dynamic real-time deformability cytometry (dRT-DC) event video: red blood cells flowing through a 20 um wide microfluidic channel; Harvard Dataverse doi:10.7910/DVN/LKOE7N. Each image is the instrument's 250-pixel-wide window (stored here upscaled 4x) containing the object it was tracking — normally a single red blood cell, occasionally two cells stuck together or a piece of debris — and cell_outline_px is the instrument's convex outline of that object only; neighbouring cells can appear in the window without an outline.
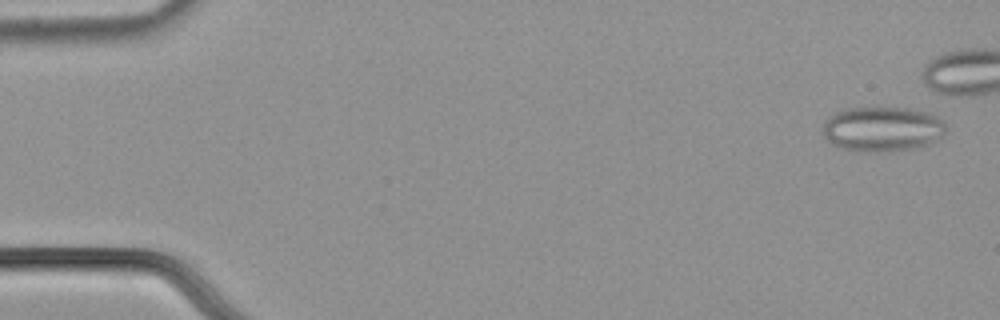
{"species": "common noctule bat (a hibernating species)", "species_latin": "Nyctalus noctula", "temperature_condition": "cold", "stored_images_in_passage": 43, "camera_frame_rate_fps": 3000, "um_per_image_px": 0.085, "animal": {"sex": "male", "body_mass_g": 21.5, "forearm_length_mm": 52.0}, "frame": {"image": 1, "passage_image": 1, "time_ms": 0.0, "image_size_px": [1000, 320], "cell_outline_px": [[948, 132], [936, 140], [928, 144], [916, 148], [888, 152], [872, 152], [844, 148], [832, 144], [824, 136], [824, 120], [828, 116], [844, 108], [872, 104], [912, 108], [928, 112], [944, 120]], "centroid_in_image_um": [75.03, 10.9], "position_along_channel_um": 10.0, "area_um2": 33.47}}
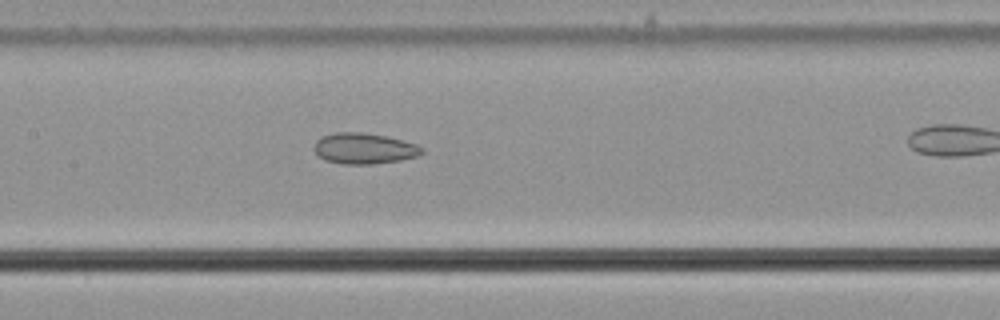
{"frame": {"image": 2, "passage_image": 26, "time_ms": 8.333, "image_size_px": [1000, 320], "cell_outline_px": [[424, 152], [416, 156], [400, 160], [372, 164], [340, 164], [324, 160], [312, 148], [316, 140], [320, 136], [336, 132], [360, 132], [384, 136], [416, 144], [424, 148]], "centroid_in_image_um": [30.9, 12.62], "position_along_channel_um": 176.5, "area_um2": 19.36}}
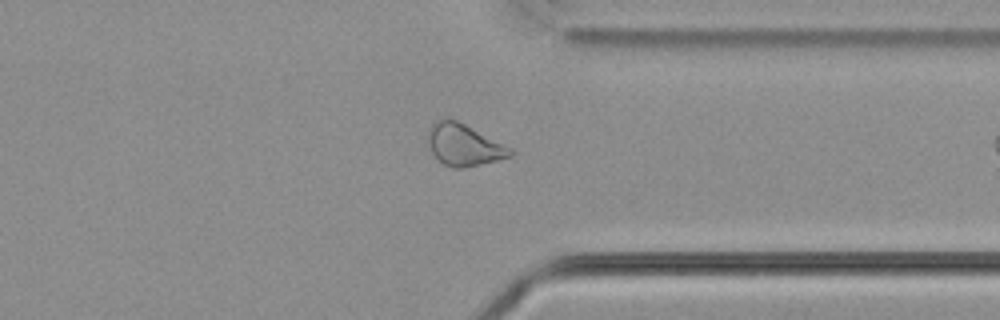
{"frame": {"image": 3, "passage_image": 42, "time_ms": 13.667, "image_size_px": [1000, 320], "cell_outline_px": [[516, 152], [512, 156], [464, 168], [452, 168], [444, 164], [432, 152], [428, 144], [428, 128], [432, 120], [448, 116], [512, 148]], "centroid_in_image_um": [39.4, 12.28], "position_along_channel_um": 372.0, "area_um2": 20.17}}